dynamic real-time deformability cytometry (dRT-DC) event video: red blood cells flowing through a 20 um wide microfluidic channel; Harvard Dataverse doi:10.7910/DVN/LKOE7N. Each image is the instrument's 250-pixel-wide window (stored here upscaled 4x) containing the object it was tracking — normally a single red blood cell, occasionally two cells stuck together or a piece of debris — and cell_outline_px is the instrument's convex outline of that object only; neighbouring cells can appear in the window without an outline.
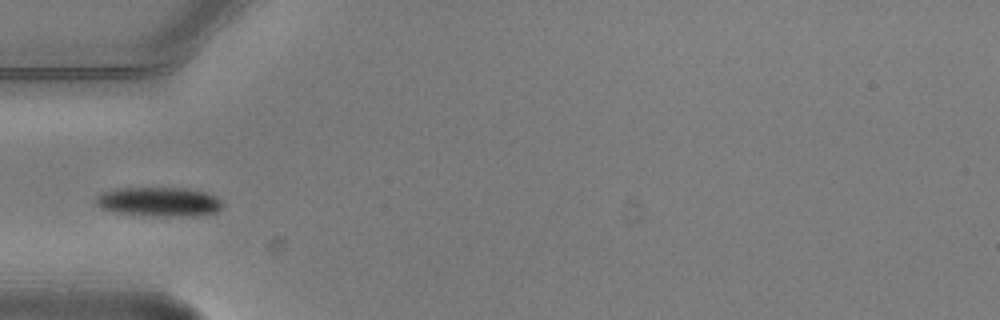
{"species": "common noctule bat (a hibernating species)", "species_latin": "Nyctalus noctula", "temperature_condition": "warm", "stored_images_in_passage": 7, "camera_frame_rate_fps": 3000, "um_per_image_px": 0.085, "animal": {"sex": "male", "body_mass_g": 20.5, "forearm_length_mm": 52.5}, "frame": {"image": 1, "passage_image": 3, "time_ms": 0.667, "image_size_px": [1000, 320], "cell_outline_px": [[224, 204], [216, 212], [204, 216], [164, 216], [116, 212], [100, 208], [96, 204], [96, 196], [104, 192], [116, 188], [188, 188], [204, 192], [216, 196]], "centroid_in_image_um": [13.56, 17.15], "position_along_channel_um": 71.4, "area_um2": 21.62}}
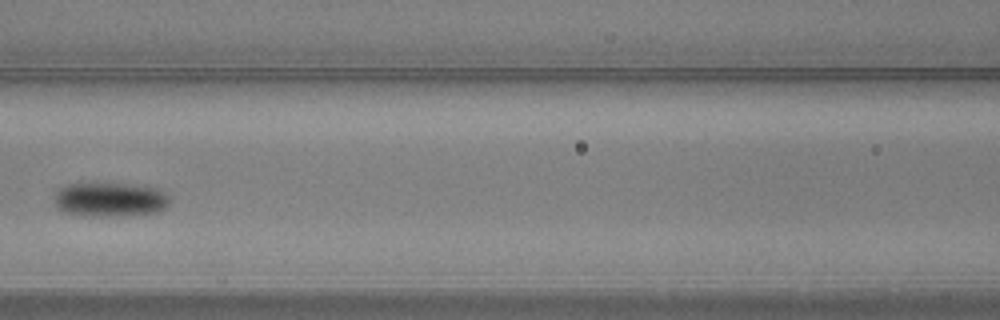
{"frame": {"image": 2, "passage_image": 5, "time_ms": 1.333, "image_size_px": [1000, 320], "cell_outline_px": [[168, 204], [164, 208], [156, 212], [116, 216], [92, 216], [64, 212], [56, 204], [56, 192], [60, 188], [68, 184], [128, 184], [156, 188], [164, 192], [168, 196]], "centroid_in_image_um": [9.36, 16.96], "position_along_channel_um": 157.2, "area_um2": 22.48}}
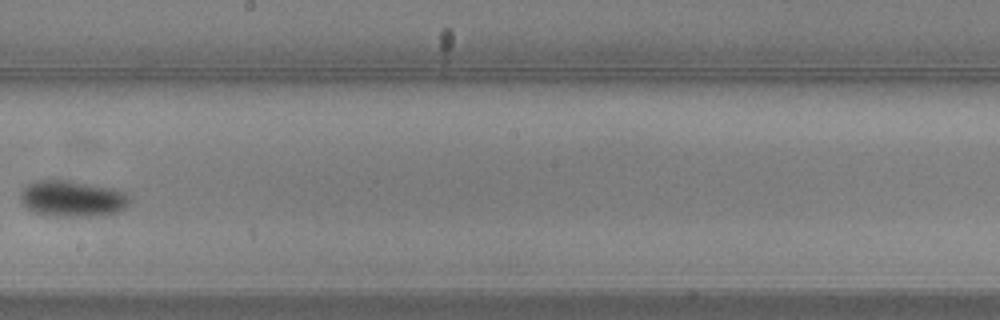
{"frame": {"image": 3, "passage_image": 7, "time_ms": 2.0, "image_size_px": [1000, 320], "cell_outline_px": [[132, 200], [120, 212], [88, 216], [56, 216], [36, 212], [28, 208], [20, 200], [20, 192], [28, 184], [36, 180], [72, 180], [116, 188], [132, 196]], "centroid_in_image_um": [6.21, 16.86], "position_along_channel_um": 242.0, "area_um2": 23.24}}